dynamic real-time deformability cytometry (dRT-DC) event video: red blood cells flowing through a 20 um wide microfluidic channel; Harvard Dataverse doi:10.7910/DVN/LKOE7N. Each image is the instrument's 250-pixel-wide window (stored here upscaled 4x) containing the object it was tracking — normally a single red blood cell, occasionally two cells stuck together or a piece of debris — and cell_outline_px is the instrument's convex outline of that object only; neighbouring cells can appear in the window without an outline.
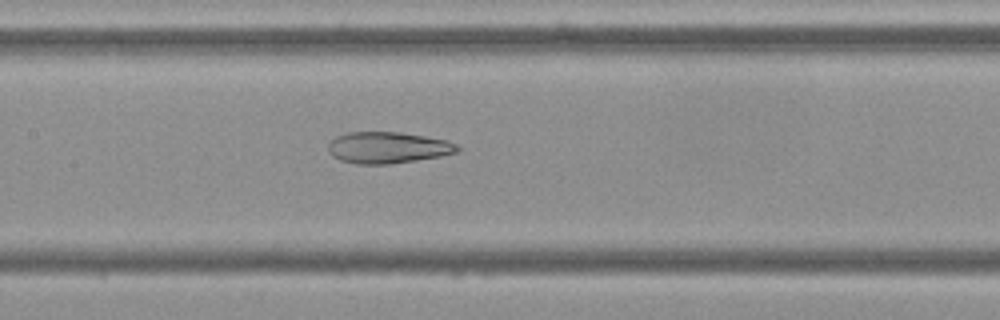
{"species": "Egyptian fruit bat (a non-hibernating species)", "species_latin": "Rousettus aegyptiacus", "temperature_condition": "cold", "stored_images_in_passage": 52, "camera_frame_rate_fps": 3000, "um_per_image_px": 0.085, "frame": {"image": 1, "passage_image": 25, "time_ms": 8.0, "image_size_px": [1000, 320], "cell_outline_px": [[460, 148], [456, 152], [440, 156], [416, 160], [388, 164], [356, 164], [340, 160], [332, 156], [328, 148], [328, 144], [336, 136], [348, 132], [400, 132], [448, 140], [456, 144]], "centroid_in_image_um": [32.95, 12.54], "position_along_channel_um": 174.5, "area_um2": 23.58}}
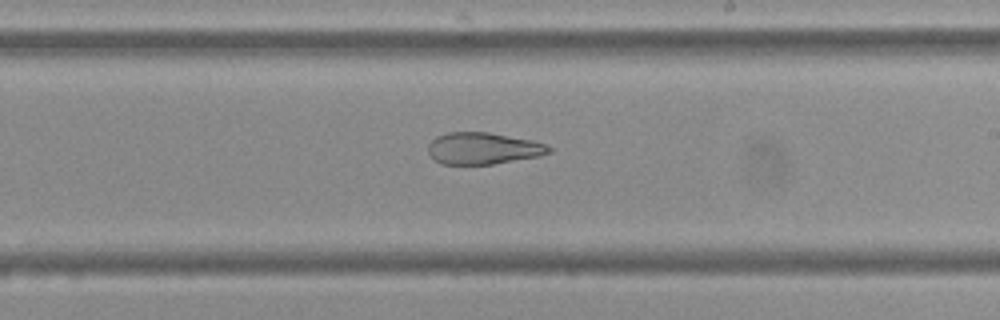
{"frame": {"image": 2, "passage_image": 31, "time_ms": 10.0, "image_size_px": [1000, 320], "cell_outline_px": [[552, 152], [540, 156], [492, 164], [444, 164], [436, 160], [428, 152], [428, 144], [436, 136], [448, 132], [488, 132], [532, 140], [544, 144], [552, 148]], "centroid_in_image_um": [41.07, 12.61], "position_along_channel_um": 247.9, "area_um2": 22.25}}
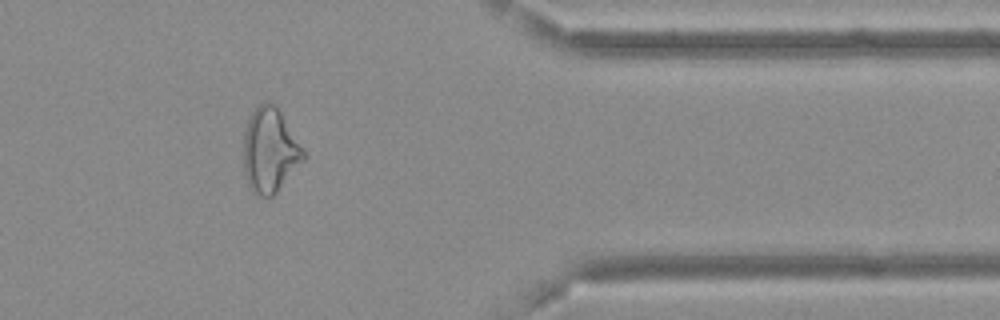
{"frame": {"image": 3, "passage_image": 44, "time_ms": 14.333, "image_size_px": [1000, 320], "cell_outline_px": [[308, 156], [276, 192], [272, 196], [256, 196], [252, 192], [248, 184], [244, 172], [244, 132], [248, 120], [252, 112], [264, 100], [268, 100], [280, 112]], "centroid_in_image_um": [22.94, 12.8], "position_along_channel_um": 388.5, "area_um2": 29.3}, "authors_computed_cell_mechanics": {"area_um2": 29.0734, "velocity_mm_per_s": 3.6894, "shape_relaxation_time_tau1_ms": null, "shape_relaxation_time_tau2_ms": 3.1584, "deformation_change_tau1": null, "deformation_change_tau2": 0.1118}}